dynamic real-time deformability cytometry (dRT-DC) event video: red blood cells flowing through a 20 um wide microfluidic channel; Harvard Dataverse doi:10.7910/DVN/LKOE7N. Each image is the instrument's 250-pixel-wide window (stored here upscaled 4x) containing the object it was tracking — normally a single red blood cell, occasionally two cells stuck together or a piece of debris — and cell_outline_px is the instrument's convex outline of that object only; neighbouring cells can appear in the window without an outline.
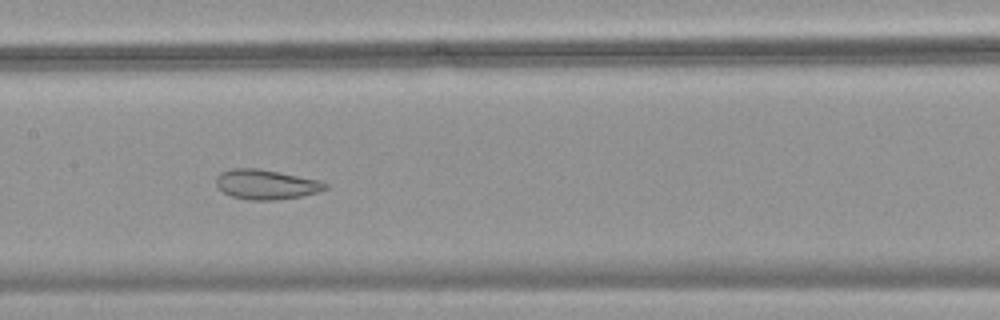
{"species": "common noctule bat (a hibernating species)", "species_latin": "Nyctalus noctula", "temperature_condition": "warm", "stored_images_in_passage": 13, "camera_frame_rate_fps": 3000, "um_per_image_px": 0.085, "animal": {"sex": "female", "body_mass_g": 18.4}, "frame": {"image": 1, "passage_image": 11, "time_ms": 3.333, "image_size_px": [1000, 320], "cell_outline_px": [[328, 188], [304, 196], [272, 200], [248, 200], [232, 196], [224, 192], [216, 184], [216, 176], [220, 172], [232, 168], [256, 168], [320, 180], [328, 184]], "centroid_in_image_um": [22.61, 15.67], "position_along_channel_um": 184.8, "area_um2": 18.84}}